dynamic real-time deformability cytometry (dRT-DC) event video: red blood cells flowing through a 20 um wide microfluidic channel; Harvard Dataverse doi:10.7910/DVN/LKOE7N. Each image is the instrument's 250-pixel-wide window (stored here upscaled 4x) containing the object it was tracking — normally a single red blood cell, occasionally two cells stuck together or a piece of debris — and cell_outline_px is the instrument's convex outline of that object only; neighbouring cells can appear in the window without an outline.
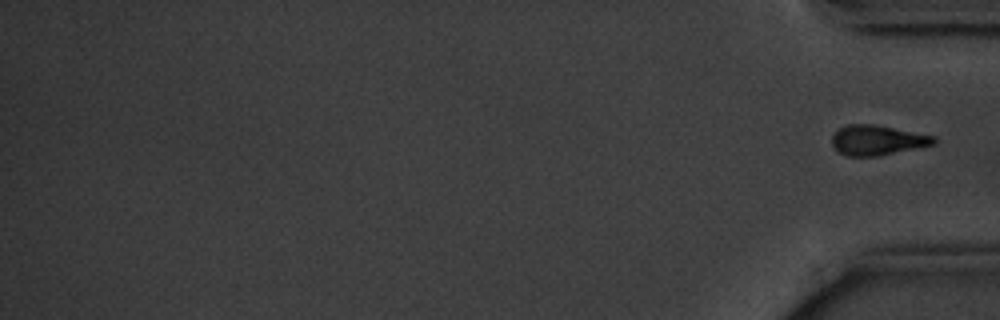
{"species": "common noctule bat (a hibernating species)", "species_latin": "Nyctalus noctula", "temperature_condition": "cold", "stored_images_in_passage": 18, "camera_frame_rate_fps": 3000, "um_per_image_px": 0.085, "animal": {"sex": "male", "body_mass_g": 20.1, "forearm_length_mm": 53.5}, "frame": {"image": 1, "passage_image": 18, "time_ms": 20.667, "image_size_px": [1000, 320], "cell_outline_px": [[936, 144], [880, 156], [848, 156], [840, 152], [832, 144], [832, 136], [840, 128], [848, 124], [872, 124], [936, 136]], "centroid_in_image_um": [74.6, 11.92], "position_along_channel_um": 360.6, "area_um2": 17.69}}